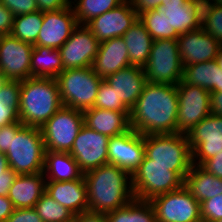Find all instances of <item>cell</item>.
Returning <instances> with one entry per match:
<instances>
[{
	"mask_svg": "<svg viewBox=\"0 0 222 222\" xmlns=\"http://www.w3.org/2000/svg\"><path fill=\"white\" fill-rule=\"evenodd\" d=\"M176 85L147 82L130 109V127L142 135L177 133Z\"/></svg>",
	"mask_w": 222,
	"mask_h": 222,
	"instance_id": "6da1fadb",
	"label": "cell"
},
{
	"mask_svg": "<svg viewBox=\"0 0 222 222\" xmlns=\"http://www.w3.org/2000/svg\"><path fill=\"white\" fill-rule=\"evenodd\" d=\"M83 177L91 212L106 214L125 207L134 199L131 175L113 164L87 171Z\"/></svg>",
	"mask_w": 222,
	"mask_h": 222,
	"instance_id": "7a4b0ae2",
	"label": "cell"
},
{
	"mask_svg": "<svg viewBox=\"0 0 222 222\" xmlns=\"http://www.w3.org/2000/svg\"><path fill=\"white\" fill-rule=\"evenodd\" d=\"M62 106L56 79L30 77L21 81L18 112L23 125L41 128Z\"/></svg>",
	"mask_w": 222,
	"mask_h": 222,
	"instance_id": "3957f363",
	"label": "cell"
},
{
	"mask_svg": "<svg viewBox=\"0 0 222 222\" xmlns=\"http://www.w3.org/2000/svg\"><path fill=\"white\" fill-rule=\"evenodd\" d=\"M45 152L41 129L23 125L16 134H11L5 155L9 168L17 175H26L43 172Z\"/></svg>",
	"mask_w": 222,
	"mask_h": 222,
	"instance_id": "277c9868",
	"label": "cell"
},
{
	"mask_svg": "<svg viewBox=\"0 0 222 222\" xmlns=\"http://www.w3.org/2000/svg\"><path fill=\"white\" fill-rule=\"evenodd\" d=\"M145 155L150 163L169 166L183 180L192 165L187 134L144 135Z\"/></svg>",
	"mask_w": 222,
	"mask_h": 222,
	"instance_id": "5b68a950",
	"label": "cell"
},
{
	"mask_svg": "<svg viewBox=\"0 0 222 222\" xmlns=\"http://www.w3.org/2000/svg\"><path fill=\"white\" fill-rule=\"evenodd\" d=\"M55 79L63 106L80 111L94 107L102 78L92 66L63 70Z\"/></svg>",
	"mask_w": 222,
	"mask_h": 222,
	"instance_id": "8992f818",
	"label": "cell"
},
{
	"mask_svg": "<svg viewBox=\"0 0 222 222\" xmlns=\"http://www.w3.org/2000/svg\"><path fill=\"white\" fill-rule=\"evenodd\" d=\"M131 184L135 199L150 201L154 197L177 190L184 180L169 166L150 163L145 155L140 166L131 175Z\"/></svg>",
	"mask_w": 222,
	"mask_h": 222,
	"instance_id": "52a82bcc",
	"label": "cell"
},
{
	"mask_svg": "<svg viewBox=\"0 0 222 222\" xmlns=\"http://www.w3.org/2000/svg\"><path fill=\"white\" fill-rule=\"evenodd\" d=\"M143 69L146 82L170 85L180 83L183 66L177 39L154 40L148 62Z\"/></svg>",
	"mask_w": 222,
	"mask_h": 222,
	"instance_id": "ba28073f",
	"label": "cell"
},
{
	"mask_svg": "<svg viewBox=\"0 0 222 222\" xmlns=\"http://www.w3.org/2000/svg\"><path fill=\"white\" fill-rule=\"evenodd\" d=\"M83 125V111L62 106L40 128L45 150L69 153Z\"/></svg>",
	"mask_w": 222,
	"mask_h": 222,
	"instance_id": "9c48e42d",
	"label": "cell"
},
{
	"mask_svg": "<svg viewBox=\"0 0 222 222\" xmlns=\"http://www.w3.org/2000/svg\"><path fill=\"white\" fill-rule=\"evenodd\" d=\"M178 95L177 133L187 134L211 114L210 91L182 81L176 85Z\"/></svg>",
	"mask_w": 222,
	"mask_h": 222,
	"instance_id": "30bf717a",
	"label": "cell"
},
{
	"mask_svg": "<svg viewBox=\"0 0 222 222\" xmlns=\"http://www.w3.org/2000/svg\"><path fill=\"white\" fill-rule=\"evenodd\" d=\"M150 202L156 212V222H203L200 203L184 185L158 195Z\"/></svg>",
	"mask_w": 222,
	"mask_h": 222,
	"instance_id": "8fae6325",
	"label": "cell"
},
{
	"mask_svg": "<svg viewBox=\"0 0 222 222\" xmlns=\"http://www.w3.org/2000/svg\"><path fill=\"white\" fill-rule=\"evenodd\" d=\"M192 152V164L222 153V116L211 113L187 133Z\"/></svg>",
	"mask_w": 222,
	"mask_h": 222,
	"instance_id": "7c38bea8",
	"label": "cell"
},
{
	"mask_svg": "<svg viewBox=\"0 0 222 222\" xmlns=\"http://www.w3.org/2000/svg\"><path fill=\"white\" fill-rule=\"evenodd\" d=\"M34 45L9 35L0 36V70L5 80L23 81L31 77Z\"/></svg>",
	"mask_w": 222,
	"mask_h": 222,
	"instance_id": "4fadbf2b",
	"label": "cell"
},
{
	"mask_svg": "<svg viewBox=\"0 0 222 222\" xmlns=\"http://www.w3.org/2000/svg\"><path fill=\"white\" fill-rule=\"evenodd\" d=\"M109 137L83 125L74 140L69 154L79 170L86 173L108 163Z\"/></svg>",
	"mask_w": 222,
	"mask_h": 222,
	"instance_id": "5bb4252c",
	"label": "cell"
},
{
	"mask_svg": "<svg viewBox=\"0 0 222 222\" xmlns=\"http://www.w3.org/2000/svg\"><path fill=\"white\" fill-rule=\"evenodd\" d=\"M100 42L85 26L79 25L59 48L63 70L92 66Z\"/></svg>",
	"mask_w": 222,
	"mask_h": 222,
	"instance_id": "9a60e30c",
	"label": "cell"
},
{
	"mask_svg": "<svg viewBox=\"0 0 222 222\" xmlns=\"http://www.w3.org/2000/svg\"><path fill=\"white\" fill-rule=\"evenodd\" d=\"M108 163L132 175L145 156L144 135L132 128L118 136L109 138Z\"/></svg>",
	"mask_w": 222,
	"mask_h": 222,
	"instance_id": "2e32d148",
	"label": "cell"
},
{
	"mask_svg": "<svg viewBox=\"0 0 222 222\" xmlns=\"http://www.w3.org/2000/svg\"><path fill=\"white\" fill-rule=\"evenodd\" d=\"M137 13L133 10L130 0H124L117 7L88 21L85 26L93 33L99 42L123 34L136 22Z\"/></svg>",
	"mask_w": 222,
	"mask_h": 222,
	"instance_id": "e0dca14e",
	"label": "cell"
},
{
	"mask_svg": "<svg viewBox=\"0 0 222 222\" xmlns=\"http://www.w3.org/2000/svg\"><path fill=\"white\" fill-rule=\"evenodd\" d=\"M78 26L75 13L70 6L43 12V22L34 46H46L59 49Z\"/></svg>",
	"mask_w": 222,
	"mask_h": 222,
	"instance_id": "ac0fdd59",
	"label": "cell"
},
{
	"mask_svg": "<svg viewBox=\"0 0 222 222\" xmlns=\"http://www.w3.org/2000/svg\"><path fill=\"white\" fill-rule=\"evenodd\" d=\"M182 66L215 60L221 44L202 27L177 38Z\"/></svg>",
	"mask_w": 222,
	"mask_h": 222,
	"instance_id": "d6986e66",
	"label": "cell"
},
{
	"mask_svg": "<svg viewBox=\"0 0 222 222\" xmlns=\"http://www.w3.org/2000/svg\"><path fill=\"white\" fill-rule=\"evenodd\" d=\"M204 2L200 0H164L160 9L178 35L201 27Z\"/></svg>",
	"mask_w": 222,
	"mask_h": 222,
	"instance_id": "ffe728a7",
	"label": "cell"
},
{
	"mask_svg": "<svg viewBox=\"0 0 222 222\" xmlns=\"http://www.w3.org/2000/svg\"><path fill=\"white\" fill-rule=\"evenodd\" d=\"M45 192L74 215L89 211L83 175L71 181H46Z\"/></svg>",
	"mask_w": 222,
	"mask_h": 222,
	"instance_id": "44dd1931",
	"label": "cell"
},
{
	"mask_svg": "<svg viewBox=\"0 0 222 222\" xmlns=\"http://www.w3.org/2000/svg\"><path fill=\"white\" fill-rule=\"evenodd\" d=\"M130 66L128 49L122 37L100 42L92 64L93 71L102 79Z\"/></svg>",
	"mask_w": 222,
	"mask_h": 222,
	"instance_id": "7402d4cb",
	"label": "cell"
},
{
	"mask_svg": "<svg viewBox=\"0 0 222 222\" xmlns=\"http://www.w3.org/2000/svg\"><path fill=\"white\" fill-rule=\"evenodd\" d=\"M129 109L141 95L146 82L144 69L138 66H128L107 76L104 79Z\"/></svg>",
	"mask_w": 222,
	"mask_h": 222,
	"instance_id": "603a6c76",
	"label": "cell"
},
{
	"mask_svg": "<svg viewBox=\"0 0 222 222\" xmlns=\"http://www.w3.org/2000/svg\"><path fill=\"white\" fill-rule=\"evenodd\" d=\"M84 125L109 138L131 129L130 112H120L92 107L83 111Z\"/></svg>",
	"mask_w": 222,
	"mask_h": 222,
	"instance_id": "cb8c5ba5",
	"label": "cell"
},
{
	"mask_svg": "<svg viewBox=\"0 0 222 222\" xmlns=\"http://www.w3.org/2000/svg\"><path fill=\"white\" fill-rule=\"evenodd\" d=\"M46 179L43 172L17 175L8 193L15 209L34 208L45 193Z\"/></svg>",
	"mask_w": 222,
	"mask_h": 222,
	"instance_id": "d4e9b609",
	"label": "cell"
},
{
	"mask_svg": "<svg viewBox=\"0 0 222 222\" xmlns=\"http://www.w3.org/2000/svg\"><path fill=\"white\" fill-rule=\"evenodd\" d=\"M181 81L202 87L210 93L222 92V71L216 60L184 66Z\"/></svg>",
	"mask_w": 222,
	"mask_h": 222,
	"instance_id": "484cf974",
	"label": "cell"
},
{
	"mask_svg": "<svg viewBox=\"0 0 222 222\" xmlns=\"http://www.w3.org/2000/svg\"><path fill=\"white\" fill-rule=\"evenodd\" d=\"M122 38L128 49L130 65L144 68L154 40L139 18L123 34Z\"/></svg>",
	"mask_w": 222,
	"mask_h": 222,
	"instance_id": "4316f807",
	"label": "cell"
},
{
	"mask_svg": "<svg viewBox=\"0 0 222 222\" xmlns=\"http://www.w3.org/2000/svg\"><path fill=\"white\" fill-rule=\"evenodd\" d=\"M184 186L199 203L222 193V179L195 164L186 174Z\"/></svg>",
	"mask_w": 222,
	"mask_h": 222,
	"instance_id": "83f0119b",
	"label": "cell"
},
{
	"mask_svg": "<svg viewBox=\"0 0 222 222\" xmlns=\"http://www.w3.org/2000/svg\"><path fill=\"white\" fill-rule=\"evenodd\" d=\"M43 173L46 181H71L83 175L69 153L56 151L45 152Z\"/></svg>",
	"mask_w": 222,
	"mask_h": 222,
	"instance_id": "f1b7e54d",
	"label": "cell"
},
{
	"mask_svg": "<svg viewBox=\"0 0 222 222\" xmlns=\"http://www.w3.org/2000/svg\"><path fill=\"white\" fill-rule=\"evenodd\" d=\"M62 71L60 49L34 46L31 53V77L55 79Z\"/></svg>",
	"mask_w": 222,
	"mask_h": 222,
	"instance_id": "f546056e",
	"label": "cell"
},
{
	"mask_svg": "<svg viewBox=\"0 0 222 222\" xmlns=\"http://www.w3.org/2000/svg\"><path fill=\"white\" fill-rule=\"evenodd\" d=\"M21 81L6 80L0 86V127L17 123L19 119Z\"/></svg>",
	"mask_w": 222,
	"mask_h": 222,
	"instance_id": "4dcf8cb0",
	"label": "cell"
},
{
	"mask_svg": "<svg viewBox=\"0 0 222 222\" xmlns=\"http://www.w3.org/2000/svg\"><path fill=\"white\" fill-rule=\"evenodd\" d=\"M105 215L107 222H156V212L152 203L135 198L125 207Z\"/></svg>",
	"mask_w": 222,
	"mask_h": 222,
	"instance_id": "1f68e13d",
	"label": "cell"
},
{
	"mask_svg": "<svg viewBox=\"0 0 222 222\" xmlns=\"http://www.w3.org/2000/svg\"><path fill=\"white\" fill-rule=\"evenodd\" d=\"M42 22L43 12L41 11L15 16L10 34L23 42L34 45Z\"/></svg>",
	"mask_w": 222,
	"mask_h": 222,
	"instance_id": "d6a6232c",
	"label": "cell"
},
{
	"mask_svg": "<svg viewBox=\"0 0 222 222\" xmlns=\"http://www.w3.org/2000/svg\"><path fill=\"white\" fill-rule=\"evenodd\" d=\"M124 0H70L79 25H85L91 19L112 10Z\"/></svg>",
	"mask_w": 222,
	"mask_h": 222,
	"instance_id": "836d02e7",
	"label": "cell"
},
{
	"mask_svg": "<svg viewBox=\"0 0 222 222\" xmlns=\"http://www.w3.org/2000/svg\"><path fill=\"white\" fill-rule=\"evenodd\" d=\"M153 40L177 39L179 35L170 26L164 12L159 8L142 13L138 16Z\"/></svg>",
	"mask_w": 222,
	"mask_h": 222,
	"instance_id": "e575fe53",
	"label": "cell"
},
{
	"mask_svg": "<svg viewBox=\"0 0 222 222\" xmlns=\"http://www.w3.org/2000/svg\"><path fill=\"white\" fill-rule=\"evenodd\" d=\"M34 209L43 222H73L75 216L67 208L51 198L46 192L35 204Z\"/></svg>",
	"mask_w": 222,
	"mask_h": 222,
	"instance_id": "d590c367",
	"label": "cell"
},
{
	"mask_svg": "<svg viewBox=\"0 0 222 222\" xmlns=\"http://www.w3.org/2000/svg\"><path fill=\"white\" fill-rule=\"evenodd\" d=\"M201 27L222 45V6L204 4Z\"/></svg>",
	"mask_w": 222,
	"mask_h": 222,
	"instance_id": "8d00e7d4",
	"label": "cell"
},
{
	"mask_svg": "<svg viewBox=\"0 0 222 222\" xmlns=\"http://www.w3.org/2000/svg\"><path fill=\"white\" fill-rule=\"evenodd\" d=\"M94 107L106 110L130 112V109L117 97V94L104 79H102Z\"/></svg>",
	"mask_w": 222,
	"mask_h": 222,
	"instance_id": "74e56055",
	"label": "cell"
},
{
	"mask_svg": "<svg viewBox=\"0 0 222 222\" xmlns=\"http://www.w3.org/2000/svg\"><path fill=\"white\" fill-rule=\"evenodd\" d=\"M203 222H215L222 219V193L200 203Z\"/></svg>",
	"mask_w": 222,
	"mask_h": 222,
	"instance_id": "f35d334b",
	"label": "cell"
},
{
	"mask_svg": "<svg viewBox=\"0 0 222 222\" xmlns=\"http://www.w3.org/2000/svg\"><path fill=\"white\" fill-rule=\"evenodd\" d=\"M17 174L9 168L5 153L0 152V196H8Z\"/></svg>",
	"mask_w": 222,
	"mask_h": 222,
	"instance_id": "ab89813d",
	"label": "cell"
},
{
	"mask_svg": "<svg viewBox=\"0 0 222 222\" xmlns=\"http://www.w3.org/2000/svg\"><path fill=\"white\" fill-rule=\"evenodd\" d=\"M13 15H23L38 11L36 0H0Z\"/></svg>",
	"mask_w": 222,
	"mask_h": 222,
	"instance_id": "60d3db41",
	"label": "cell"
},
{
	"mask_svg": "<svg viewBox=\"0 0 222 222\" xmlns=\"http://www.w3.org/2000/svg\"><path fill=\"white\" fill-rule=\"evenodd\" d=\"M5 222H43L34 208L14 209Z\"/></svg>",
	"mask_w": 222,
	"mask_h": 222,
	"instance_id": "b9f144b4",
	"label": "cell"
},
{
	"mask_svg": "<svg viewBox=\"0 0 222 222\" xmlns=\"http://www.w3.org/2000/svg\"><path fill=\"white\" fill-rule=\"evenodd\" d=\"M22 126L23 124L19 121L17 123L0 127V152L6 153L9 150L11 134H16Z\"/></svg>",
	"mask_w": 222,
	"mask_h": 222,
	"instance_id": "7bdbcfd3",
	"label": "cell"
},
{
	"mask_svg": "<svg viewBox=\"0 0 222 222\" xmlns=\"http://www.w3.org/2000/svg\"><path fill=\"white\" fill-rule=\"evenodd\" d=\"M206 172L215 175L222 179V153L215 155L214 157L205 160L201 165Z\"/></svg>",
	"mask_w": 222,
	"mask_h": 222,
	"instance_id": "ee69618b",
	"label": "cell"
},
{
	"mask_svg": "<svg viewBox=\"0 0 222 222\" xmlns=\"http://www.w3.org/2000/svg\"><path fill=\"white\" fill-rule=\"evenodd\" d=\"M164 0H130L133 10L137 15L150 10L159 9Z\"/></svg>",
	"mask_w": 222,
	"mask_h": 222,
	"instance_id": "f6af8a7d",
	"label": "cell"
},
{
	"mask_svg": "<svg viewBox=\"0 0 222 222\" xmlns=\"http://www.w3.org/2000/svg\"><path fill=\"white\" fill-rule=\"evenodd\" d=\"M14 15L0 3V36L9 35L13 27Z\"/></svg>",
	"mask_w": 222,
	"mask_h": 222,
	"instance_id": "bcb514c9",
	"label": "cell"
},
{
	"mask_svg": "<svg viewBox=\"0 0 222 222\" xmlns=\"http://www.w3.org/2000/svg\"><path fill=\"white\" fill-rule=\"evenodd\" d=\"M38 11H56L70 6V0H36Z\"/></svg>",
	"mask_w": 222,
	"mask_h": 222,
	"instance_id": "7dc6e473",
	"label": "cell"
},
{
	"mask_svg": "<svg viewBox=\"0 0 222 222\" xmlns=\"http://www.w3.org/2000/svg\"><path fill=\"white\" fill-rule=\"evenodd\" d=\"M73 222H107V218L105 214L86 211L75 215Z\"/></svg>",
	"mask_w": 222,
	"mask_h": 222,
	"instance_id": "c3c4849f",
	"label": "cell"
},
{
	"mask_svg": "<svg viewBox=\"0 0 222 222\" xmlns=\"http://www.w3.org/2000/svg\"><path fill=\"white\" fill-rule=\"evenodd\" d=\"M14 209L8 196H0V222H5Z\"/></svg>",
	"mask_w": 222,
	"mask_h": 222,
	"instance_id": "681fc988",
	"label": "cell"
},
{
	"mask_svg": "<svg viewBox=\"0 0 222 222\" xmlns=\"http://www.w3.org/2000/svg\"><path fill=\"white\" fill-rule=\"evenodd\" d=\"M211 113L222 116V92L211 93Z\"/></svg>",
	"mask_w": 222,
	"mask_h": 222,
	"instance_id": "f907efd6",
	"label": "cell"
},
{
	"mask_svg": "<svg viewBox=\"0 0 222 222\" xmlns=\"http://www.w3.org/2000/svg\"><path fill=\"white\" fill-rule=\"evenodd\" d=\"M218 63V66L220 67L221 71H222V46L221 48L219 49V52H218V55L215 59Z\"/></svg>",
	"mask_w": 222,
	"mask_h": 222,
	"instance_id": "816d5d0a",
	"label": "cell"
},
{
	"mask_svg": "<svg viewBox=\"0 0 222 222\" xmlns=\"http://www.w3.org/2000/svg\"><path fill=\"white\" fill-rule=\"evenodd\" d=\"M204 4H217L222 6V0H205Z\"/></svg>",
	"mask_w": 222,
	"mask_h": 222,
	"instance_id": "f5cc1de1",
	"label": "cell"
},
{
	"mask_svg": "<svg viewBox=\"0 0 222 222\" xmlns=\"http://www.w3.org/2000/svg\"><path fill=\"white\" fill-rule=\"evenodd\" d=\"M5 81H6V80H5L3 74H2V72H1V70H0V86H1Z\"/></svg>",
	"mask_w": 222,
	"mask_h": 222,
	"instance_id": "db71d44e",
	"label": "cell"
}]
</instances>
